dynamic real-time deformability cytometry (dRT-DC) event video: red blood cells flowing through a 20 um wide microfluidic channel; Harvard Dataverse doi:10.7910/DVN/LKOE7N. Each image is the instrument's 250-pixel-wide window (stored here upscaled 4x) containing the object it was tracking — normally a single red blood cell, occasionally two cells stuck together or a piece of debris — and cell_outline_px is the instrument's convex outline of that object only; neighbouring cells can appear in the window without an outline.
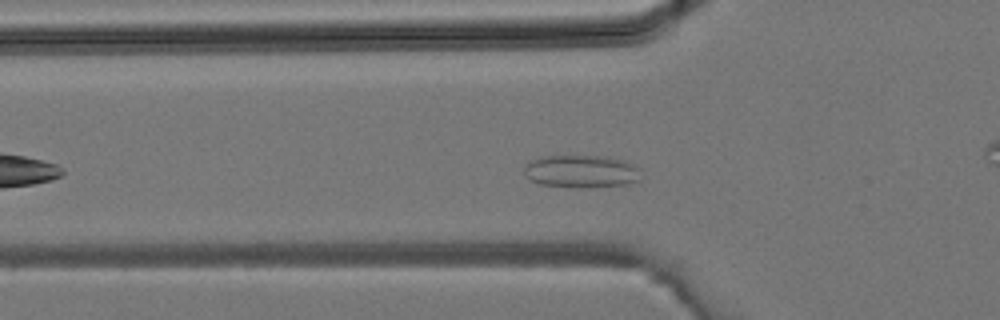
{"species": "common noctule bat (a hibernating species)", "species_latin": "Nyctalus noctula", "temperature_condition": "room temperature", "stored_images_in_passage": 31, "camera_frame_rate_fps": 3000, "um_per_image_px": 0.085, "animal": {"sex": "male", "body_mass_g": 19.2, "forearm_length_mm": 51.8}, "frame": {"image": 1, "passage_image": 6, "time_ms": 1.667, "image_size_px": [1000, 320], "cell_outline_px": [[640, 180], [628, 184], [580, 188], [540, 184], [528, 180], [524, 176], [524, 168], [528, 160], [540, 156], [608, 156], [624, 160], [640, 168]], "centroid_in_image_um": [49.38, 14.56], "position_along_channel_um": 76.4, "area_um2": 22.66}}
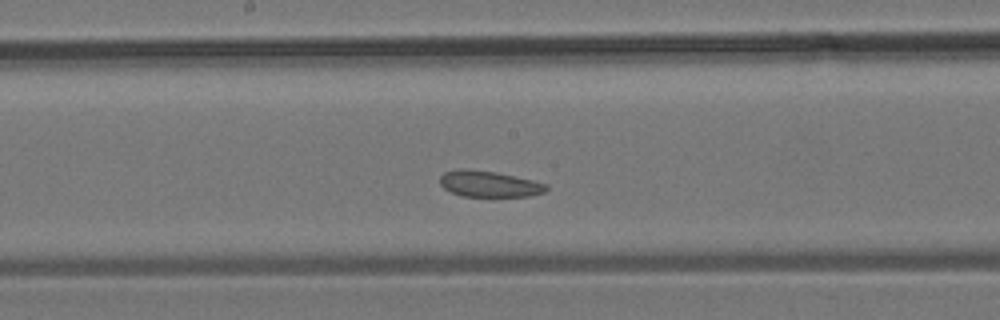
{"frame": {"image": 2, "passage_image": 13, "time_ms": 4.0, "image_size_px": [1000, 320], "cell_outline_px": [[548, 188], [544, 192], [528, 196], [460, 196], [444, 188], [440, 184], [440, 176], [444, 172], [460, 168], [464, 168], [496, 172], [532, 180], [548, 184]], "centroid_in_image_um": [41.55, 15.62], "position_along_channel_um": 206.6, "area_um2": 16.13}}
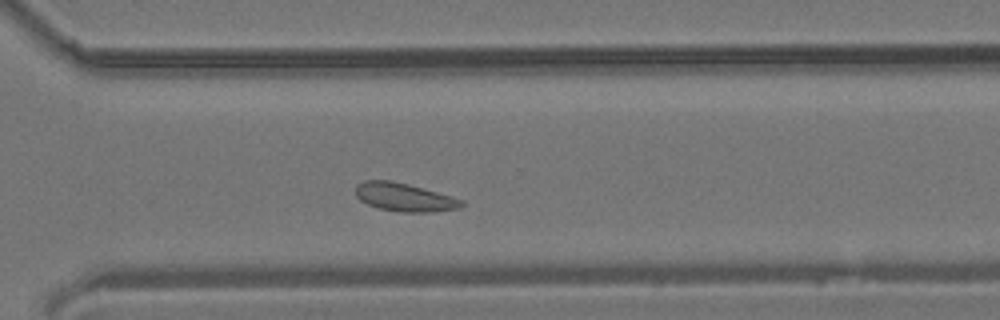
{"frame": {"image": 3, "passage_image": 20, "time_ms": 6.333, "image_size_px": [1000, 320], "cell_outline_px": [[464, 204], [460, 208], [432, 212], [400, 212], [380, 208], [368, 204], [360, 200], [356, 196], [356, 184], [364, 180], [392, 180], [408, 184], [452, 196], [464, 200]], "centroid_in_image_um": [34.38, 16.76], "position_along_channel_um": 336.2, "area_um2": 17.51}}